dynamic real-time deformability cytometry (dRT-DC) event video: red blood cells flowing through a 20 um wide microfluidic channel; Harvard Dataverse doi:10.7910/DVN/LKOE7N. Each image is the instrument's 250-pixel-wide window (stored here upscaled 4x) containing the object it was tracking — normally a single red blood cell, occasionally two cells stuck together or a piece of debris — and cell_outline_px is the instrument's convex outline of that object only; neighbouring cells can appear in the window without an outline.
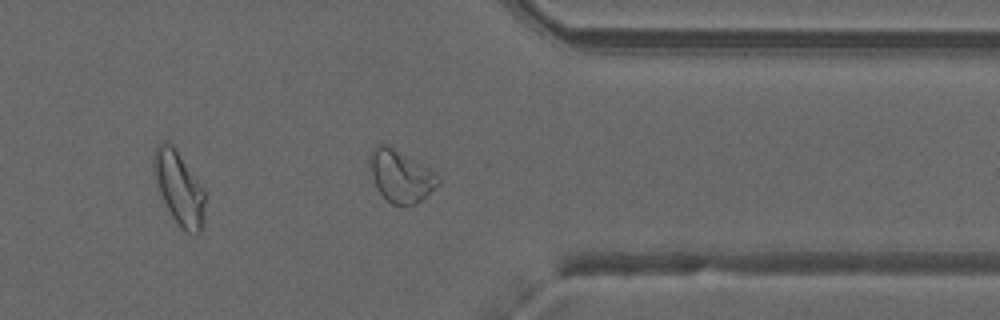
{"species": "common noctule bat (a hibernating species)", "species_latin": "Nyctalus noctula", "temperature_condition": "warm", "stored_images_in_passage": 41, "camera_frame_rate_fps": 3000, "um_per_image_px": 0.085, "animal": {"sex": "male", "forearm_length_mm": 52.5}, "frame": {"image": 1, "passage_image": 30, "time_ms": 9.667, "image_size_px": [1000, 320], "cell_outline_px": [[440, 184], [416, 204], [392, 204], [380, 192], [368, 168], [368, 156], [372, 148], [376, 144], [388, 144], [432, 168], [436, 172], [440, 180]], "centroid_in_image_um": [34.06, 14.9], "position_along_channel_um": 377.3, "area_um2": 21.1}, "authors_computed_cell_mechanics": {"area_um2": 22.3108, "velocity_mm_per_s": 4.0019, "shape_relaxation_time_tau1_ms": null, "shape_relaxation_time_tau2_ms": 2.5499, "deformation_change_tau1": null, "deformation_change_tau2": 0.0965}}